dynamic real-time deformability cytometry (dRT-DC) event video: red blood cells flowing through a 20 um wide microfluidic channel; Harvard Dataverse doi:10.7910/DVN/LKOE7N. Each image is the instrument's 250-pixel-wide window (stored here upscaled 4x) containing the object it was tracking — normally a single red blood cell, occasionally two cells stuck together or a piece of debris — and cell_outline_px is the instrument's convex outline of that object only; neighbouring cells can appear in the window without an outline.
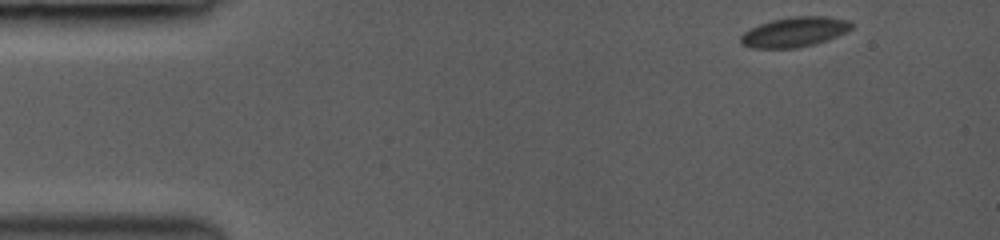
{"species": "common noctule bat (a hibernating species)", "species_latin": "Nyctalus noctula", "temperature_condition": "room temperature", "stored_images_in_passage": 56, "camera_frame_rate_fps": 3000, "um_per_image_px": 0.085, "animal": {"sex": "female", "body_mass_g": 19.0, "forearm_length_mm": 53.3}, "frame": {"image": 1, "passage_image": 1, "time_ms": 0.0, "image_size_px": [1000, 240], "cell_outline_px": [[852, 28], [848, 32], [828, 40], [796, 48], [752, 48], [740, 44], [740, 36], [744, 32], [760, 24], [772, 20], [792, 16], [828, 16], [848, 20], [852, 24]], "centroid_in_image_um": [67.55, 2.72], "position_along_channel_um": 17.4, "area_um2": 19.36}}
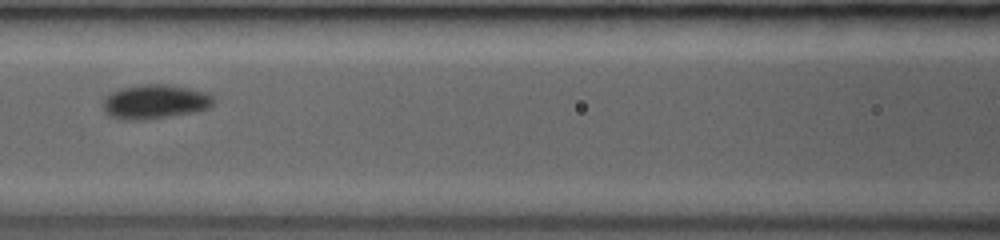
{"frame": {"image": 2, "passage_image": 24, "time_ms": 5.667, "image_size_px": [1000, 240], "cell_outline_px": [[216, 100], [208, 108], [196, 112], [140, 120], [120, 120], [108, 116], [104, 108], [104, 100], [112, 92], [120, 88], [140, 84], [164, 84], [188, 88], [204, 92], [212, 96]], "centroid_in_image_um": [13.16, 8.65], "position_along_channel_um": 153.4, "area_um2": 21.96}}
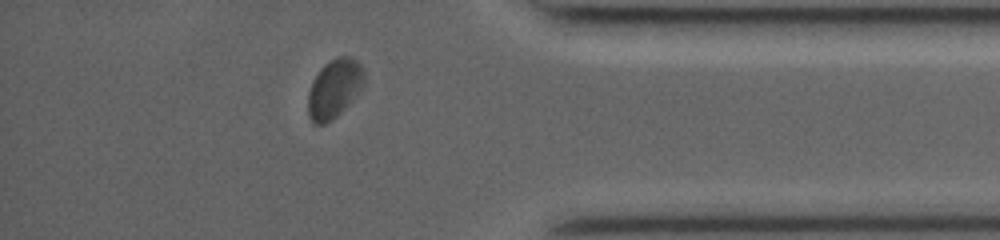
{"frame": {"image": 3, "passage_image": 48, "time_ms": 12.0, "image_size_px": [1000, 240], "cell_outline_px": [[364, 84], [348, 104], [332, 120], [324, 124], [316, 124], [308, 116], [308, 92], [312, 80], [320, 68], [328, 60], [340, 56], [348, 56], [356, 60], [364, 68]], "centroid_in_image_um": [28.4, 7.5], "position_along_channel_um": 406.8, "area_um2": 19.19}, "authors_computed_cell_mechanics": {"area_um2": 19.9699, "velocity_mm_per_s": 4.1661, "shape_relaxation_time_tau1_ms": 4.0687, "shape_relaxation_time_tau2_ms": null, "deformation_change_tau1": 0.1078, "deformation_change_tau2": null}}